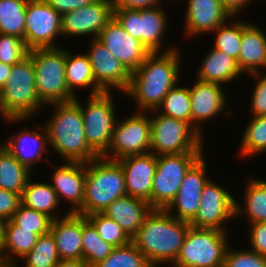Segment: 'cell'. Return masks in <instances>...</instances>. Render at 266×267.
<instances>
[{"label":"cell","mask_w":266,"mask_h":267,"mask_svg":"<svg viewBox=\"0 0 266 267\" xmlns=\"http://www.w3.org/2000/svg\"><path fill=\"white\" fill-rule=\"evenodd\" d=\"M165 50L150 53L138 69L131 73L130 86L125 93L136 100L138 111L156 110L179 82V49L172 46Z\"/></svg>","instance_id":"obj_1"},{"label":"cell","mask_w":266,"mask_h":267,"mask_svg":"<svg viewBox=\"0 0 266 267\" xmlns=\"http://www.w3.org/2000/svg\"><path fill=\"white\" fill-rule=\"evenodd\" d=\"M190 224L179 220L165 209H152L131 242L152 267L175 263Z\"/></svg>","instance_id":"obj_2"},{"label":"cell","mask_w":266,"mask_h":267,"mask_svg":"<svg viewBox=\"0 0 266 267\" xmlns=\"http://www.w3.org/2000/svg\"><path fill=\"white\" fill-rule=\"evenodd\" d=\"M54 114L45 124L48 143L66 162L88 163L99 156L86 142L82 112L74 102L52 103Z\"/></svg>","instance_id":"obj_3"},{"label":"cell","mask_w":266,"mask_h":267,"mask_svg":"<svg viewBox=\"0 0 266 267\" xmlns=\"http://www.w3.org/2000/svg\"><path fill=\"white\" fill-rule=\"evenodd\" d=\"M127 195L124 171L114 160L98 157L86 163V179L79 215L103 213L117 198Z\"/></svg>","instance_id":"obj_4"},{"label":"cell","mask_w":266,"mask_h":267,"mask_svg":"<svg viewBox=\"0 0 266 267\" xmlns=\"http://www.w3.org/2000/svg\"><path fill=\"white\" fill-rule=\"evenodd\" d=\"M43 106L37 95L33 62L28 56L12 66L11 75L0 90V116L6 122L23 121Z\"/></svg>","instance_id":"obj_5"},{"label":"cell","mask_w":266,"mask_h":267,"mask_svg":"<svg viewBox=\"0 0 266 267\" xmlns=\"http://www.w3.org/2000/svg\"><path fill=\"white\" fill-rule=\"evenodd\" d=\"M35 69V84L39 100L49 106L75 99L65 79V50L61 47L33 49L28 55Z\"/></svg>","instance_id":"obj_6"},{"label":"cell","mask_w":266,"mask_h":267,"mask_svg":"<svg viewBox=\"0 0 266 267\" xmlns=\"http://www.w3.org/2000/svg\"><path fill=\"white\" fill-rule=\"evenodd\" d=\"M226 235V231L190 226L173 266L223 267L227 249L230 247Z\"/></svg>","instance_id":"obj_7"},{"label":"cell","mask_w":266,"mask_h":267,"mask_svg":"<svg viewBox=\"0 0 266 267\" xmlns=\"http://www.w3.org/2000/svg\"><path fill=\"white\" fill-rule=\"evenodd\" d=\"M155 115L150 118L151 153L157 156L204 152L202 137L187 122L160 113Z\"/></svg>","instance_id":"obj_8"},{"label":"cell","mask_w":266,"mask_h":267,"mask_svg":"<svg viewBox=\"0 0 266 267\" xmlns=\"http://www.w3.org/2000/svg\"><path fill=\"white\" fill-rule=\"evenodd\" d=\"M112 94L103 92L89 96L85 108L77 97L73 100L82 112L86 142L99 157L108 151L117 123Z\"/></svg>","instance_id":"obj_9"},{"label":"cell","mask_w":266,"mask_h":267,"mask_svg":"<svg viewBox=\"0 0 266 267\" xmlns=\"http://www.w3.org/2000/svg\"><path fill=\"white\" fill-rule=\"evenodd\" d=\"M203 153L157 155L152 183V208L165 209L175 198L187 171Z\"/></svg>","instance_id":"obj_10"},{"label":"cell","mask_w":266,"mask_h":267,"mask_svg":"<svg viewBox=\"0 0 266 267\" xmlns=\"http://www.w3.org/2000/svg\"><path fill=\"white\" fill-rule=\"evenodd\" d=\"M162 6L148 9H115L113 17L122 28L138 39L150 53L160 52L167 31V14Z\"/></svg>","instance_id":"obj_11"},{"label":"cell","mask_w":266,"mask_h":267,"mask_svg":"<svg viewBox=\"0 0 266 267\" xmlns=\"http://www.w3.org/2000/svg\"><path fill=\"white\" fill-rule=\"evenodd\" d=\"M147 115L139 111L123 121H117L111 145L102 157L117 161L130 155L150 153L152 133L150 117Z\"/></svg>","instance_id":"obj_12"},{"label":"cell","mask_w":266,"mask_h":267,"mask_svg":"<svg viewBox=\"0 0 266 267\" xmlns=\"http://www.w3.org/2000/svg\"><path fill=\"white\" fill-rule=\"evenodd\" d=\"M60 15L46 0H28L24 42L29 50L58 48L54 41L61 33ZM55 39V40H54Z\"/></svg>","instance_id":"obj_13"},{"label":"cell","mask_w":266,"mask_h":267,"mask_svg":"<svg viewBox=\"0 0 266 267\" xmlns=\"http://www.w3.org/2000/svg\"><path fill=\"white\" fill-rule=\"evenodd\" d=\"M235 201L233 195L209 180L202 190L196 215L189 221L190 226L226 231L223 224L235 217Z\"/></svg>","instance_id":"obj_14"},{"label":"cell","mask_w":266,"mask_h":267,"mask_svg":"<svg viewBox=\"0 0 266 267\" xmlns=\"http://www.w3.org/2000/svg\"><path fill=\"white\" fill-rule=\"evenodd\" d=\"M88 57L96 83L105 91L118 89L125 93L131 82V73L97 38L92 39Z\"/></svg>","instance_id":"obj_15"},{"label":"cell","mask_w":266,"mask_h":267,"mask_svg":"<svg viewBox=\"0 0 266 267\" xmlns=\"http://www.w3.org/2000/svg\"><path fill=\"white\" fill-rule=\"evenodd\" d=\"M112 18L110 0H95L87 6L63 14L61 33L62 36L89 34L95 39Z\"/></svg>","instance_id":"obj_16"},{"label":"cell","mask_w":266,"mask_h":267,"mask_svg":"<svg viewBox=\"0 0 266 267\" xmlns=\"http://www.w3.org/2000/svg\"><path fill=\"white\" fill-rule=\"evenodd\" d=\"M104 46L132 73L150 54L136 38L126 32L113 17L101 30L98 38Z\"/></svg>","instance_id":"obj_17"},{"label":"cell","mask_w":266,"mask_h":267,"mask_svg":"<svg viewBox=\"0 0 266 267\" xmlns=\"http://www.w3.org/2000/svg\"><path fill=\"white\" fill-rule=\"evenodd\" d=\"M206 162L203 156L187 171L180 185L178 193L171 203L165 208L173 217L189 222L200 206L201 193L210 180L206 175ZM176 210V214L174 212ZM175 214H173L172 213Z\"/></svg>","instance_id":"obj_18"},{"label":"cell","mask_w":266,"mask_h":267,"mask_svg":"<svg viewBox=\"0 0 266 267\" xmlns=\"http://www.w3.org/2000/svg\"><path fill=\"white\" fill-rule=\"evenodd\" d=\"M117 162L124 171L127 195L143 199L152 207V183L157 167V156L150 152L126 156Z\"/></svg>","instance_id":"obj_19"},{"label":"cell","mask_w":266,"mask_h":267,"mask_svg":"<svg viewBox=\"0 0 266 267\" xmlns=\"http://www.w3.org/2000/svg\"><path fill=\"white\" fill-rule=\"evenodd\" d=\"M195 82L190 88L192 128L202 137L200 124L222 113L227 98L222 85L198 79Z\"/></svg>","instance_id":"obj_20"},{"label":"cell","mask_w":266,"mask_h":267,"mask_svg":"<svg viewBox=\"0 0 266 267\" xmlns=\"http://www.w3.org/2000/svg\"><path fill=\"white\" fill-rule=\"evenodd\" d=\"M51 187L56 192L59 202L66 199L72 208L68 213H76L83 205L86 163L66 162L54 167Z\"/></svg>","instance_id":"obj_21"},{"label":"cell","mask_w":266,"mask_h":267,"mask_svg":"<svg viewBox=\"0 0 266 267\" xmlns=\"http://www.w3.org/2000/svg\"><path fill=\"white\" fill-rule=\"evenodd\" d=\"M185 17V34L192 37L214 31L231 18L220 0H188Z\"/></svg>","instance_id":"obj_22"},{"label":"cell","mask_w":266,"mask_h":267,"mask_svg":"<svg viewBox=\"0 0 266 267\" xmlns=\"http://www.w3.org/2000/svg\"><path fill=\"white\" fill-rule=\"evenodd\" d=\"M52 233L60 260L82 259V215L68 213L52 221Z\"/></svg>","instance_id":"obj_23"},{"label":"cell","mask_w":266,"mask_h":267,"mask_svg":"<svg viewBox=\"0 0 266 267\" xmlns=\"http://www.w3.org/2000/svg\"><path fill=\"white\" fill-rule=\"evenodd\" d=\"M152 209L147 201L125 195L114 200L103 211V214L117 222L132 238L139 231Z\"/></svg>","instance_id":"obj_24"},{"label":"cell","mask_w":266,"mask_h":267,"mask_svg":"<svg viewBox=\"0 0 266 267\" xmlns=\"http://www.w3.org/2000/svg\"><path fill=\"white\" fill-rule=\"evenodd\" d=\"M43 127L41 132L24 129V131L18 133L16 136H12L10 139H7V142L2 144L3 148L30 171H32V165L36 161L43 160V153L48 151V133L46 127Z\"/></svg>","instance_id":"obj_25"},{"label":"cell","mask_w":266,"mask_h":267,"mask_svg":"<svg viewBox=\"0 0 266 267\" xmlns=\"http://www.w3.org/2000/svg\"><path fill=\"white\" fill-rule=\"evenodd\" d=\"M237 64L242 73L247 74L260 72V68H266V35L260 27L252 23L242 31Z\"/></svg>","instance_id":"obj_26"},{"label":"cell","mask_w":266,"mask_h":267,"mask_svg":"<svg viewBox=\"0 0 266 267\" xmlns=\"http://www.w3.org/2000/svg\"><path fill=\"white\" fill-rule=\"evenodd\" d=\"M210 50L200 65L196 79L222 85L243 75L235 59L213 47Z\"/></svg>","instance_id":"obj_27"},{"label":"cell","mask_w":266,"mask_h":267,"mask_svg":"<svg viewBox=\"0 0 266 267\" xmlns=\"http://www.w3.org/2000/svg\"><path fill=\"white\" fill-rule=\"evenodd\" d=\"M71 53L65 50V79L69 92L76 97V87L87 88V86L92 87L89 96L105 92L94 79L88 55Z\"/></svg>","instance_id":"obj_28"},{"label":"cell","mask_w":266,"mask_h":267,"mask_svg":"<svg viewBox=\"0 0 266 267\" xmlns=\"http://www.w3.org/2000/svg\"><path fill=\"white\" fill-rule=\"evenodd\" d=\"M39 237L33 230L21 229L20 226L9 219L5 225L4 239L0 247V253L14 267H17L15 258H23L29 253L37 243Z\"/></svg>","instance_id":"obj_29"},{"label":"cell","mask_w":266,"mask_h":267,"mask_svg":"<svg viewBox=\"0 0 266 267\" xmlns=\"http://www.w3.org/2000/svg\"><path fill=\"white\" fill-rule=\"evenodd\" d=\"M30 180L31 178L21 194V204L42 212L53 220L57 219V216H54L55 213L53 214L54 210L60 205L56 192L48 183H33Z\"/></svg>","instance_id":"obj_30"},{"label":"cell","mask_w":266,"mask_h":267,"mask_svg":"<svg viewBox=\"0 0 266 267\" xmlns=\"http://www.w3.org/2000/svg\"><path fill=\"white\" fill-rule=\"evenodd\" d=\"M243 210L235 201V216L245 213L250 224L266 221V181L261 179H249L245 192ZM244 211V212H243Z\"/></svg>","instance_id":"obj_31"},{"label":"cell","mask_w":266,"mask_h":267,"mask_svg":"<svg viewBox=\"0 0 266 267\" xmlns=\"http://www.w3.org/2000/svg\"><path fill=\"white\" fill-rule=\"evenodd\" d=\"M31 172L5 148H0V188L22 194Z\"/></svg>","instance_id":"obj_32"},{"label":"cell","mask_w":266,"mask_h":267,"mask_svg":"<svg viewBox=\"0 0 266 267\" xmlns=\"http://www.w3.org/2000/svg\"><path fill=\"white\" fill-rule=\"evenodd\" d=\"M81 242L82 260L89 267H94L103 261L115 248L100 237L94 225L84 215H82Z\"/></svg>","instance_id":"obj_33"},{"label":"cell","mask_w":266,"mask_h":267,"mask_svg":"<svg viewBox=\"0 0 266 267\" xmlns=\"http://www.w3.org/2000/svg\"><path fill=\"white\" fill-rule=\"evenodd\" d=\"M28 0H0V33L24 40L25 13Z\"/></svg>","instance_id":"obj_34"},{"label":"cell","mask_w":266,"mask_h":267,"mask_svg":"<svg viewBox=\"0 0 266 267\" xmlns=\"http://www.w3.org/2000/svg\"><path fill=\"white\" fill-rule=\"evenodd\" d=\"M190 104V88L176 84L164 97L162 104L153 112L159 110L160 114L187 122L192 127Z\"/></svg>","instance_id":"obj_35"},{"label":"cell","mask_w":266,"mask_h":267,"mask_svg":"<svg viewBox=\"0 0 266 267\" xmlns=\"http://www.w3.org/2000/svg\"><path fill=\"white\" fill-rule=\"evenodd\" d=\"M234 18V22L233 21ZM232 19V21H230ZM225 22L217 27L215 33L214 46L218 51H222L238 61L241 45L242 31L249 24L247 22L237 21L235 17L229 18V25ZM232 23V24H231Z\"/></svg>","instance_id":"obj_36"},{"label":"cell","mask_w":266,"mask_h":267,"mask_svg":"<svg viewBox=\"0 0 266 267\" xmlns=\"http://www.w3.org/2000/svg\"><path fill=\"white\" fill-rule=\"evenodd\" d=\"M24 267H56L60 261L51 232L41 235L32 250L23 258Z\"/></svg>","instance_id":"obj_37"},{"label":"cell","mask_w":266,"mask_h":267,"mask_svg":"<svg viewBox=\"0 0 266 267\" xmlns=\"http://www.w3.org/2000/svg\"><path fill=\"white\" fill-rule=\"evenodd\" d=\"M251 118L240 144V153L245 157L266 151V115Z\"/></svg>","instance_id":"obj_38"},{"label":"cell","mask_w":266,"mask_h":267,"mask_svg":"<svg viewBox=\"0 0 266 267\" xmlns=\"http://www.w3.org/2000/svg\"><path fill=\"white\" fill-rule=\"evenodd\" d=\"M94 267H152L146 257L130 242L114 250Z\"/></svg>","instance_id":"obj_39"},{"label":"cell","mask_w":266,"mask_h":267,"mask_svg":"<svg viewBox=\"0 0 266 267\" xmlns=\"http://www.w3.org/2000/svg\"><path fill=\"white\" fill-rule=\"evenodd\" d=\"M86 218L94 225L100 237L115 247L127 245L131 238L113 219L103 213L86 215Z\"/></svg>","instance_id":"obj_40"},{"label":"cell","mask_w":266,"mask_h":267,"mask_svg":"<svg viewBox=\"0 0 266 267\" xmlns=\"http://www.w3.org/2000/svg\"><path fill=\"white\" fill-rule=\"evenodd\" d=\"M11 220L21 229L33 230L41 236L50 232L53 219L48 215L20 204L18 210L13 214Z\"/></svg>","instance_id":"obj_41"},{"label":"cell","mask_w":266,"mask_h":267,"mask_svg":"<svg viewBox=\"0 0 266 267\" xmlns=\"http://www.w3.org/2000/svg\"><path fill=\"white\" fill-rule=\"evenodd\" d=\"M29 51L20 37L0 33V62L13 66L28 57Z\"/></svg>","instance_id":"obj_42"},{"label":"cell","mask_w":266,"mask_h":267,"mask_svg":"<svg viewBox=\"0 0 266 267\" xmlns=\"http://www.w3.org/2000/svg\"><path fill=\"white\" fill-rule=\"evenodd\" d=\"M223 267H266V256L252 250L227 249Z\"/></svg>","instance_id":"obj_43"},{"label":"cell","mask_w":266,"mask_h":267,"mask_svg":"<svg viewBox=\"0 0 266 267\" xmlns=\"http://www.w3.org/2000/svg\"><path fill=\"white\" fill-rule=\"evenodd\" d=\"M261 72L263 71L249 74L256 79H260L257 80L259 82L256 84L251 97V114L254 117L266 115V74Z\"/></svg>","instance_id":"obj_44"},{"label":"cell","mask_w":266,"mask_h":267,"mask_svg":"<svg viewBox=\"0 0 266 267\" xmlns=\"http://www.w3.org/2000/svg\"><path fill=\"white\" fill-rule=\"evenodd\" d=\"M21 204V195L0 188V216L9 220Z\"/></svg>","instance_id":"obj_45"},{"label":"cell","mask_w":266,"mask_h":267,"mask_svg":"<svg viewBox=\"0 0 266 267\" xmlns=\"http://www.w3.org/2000/svg\"><path fill=\"white\" fill-rule=\"evenodd\" d=\"M250 230V250L266 256V221L251 224Z\"/></svg>","instance_id":"obj_46"},{"label":"cell","mask_w":266,"mask_h":267,"mask_svg":"<svg viewBox=\"0 0 266 267\" xmlns=\"http://www.w3.org/2000/svg\"><path fill=\"white\" fill-rule=\"evenodd\" d=\"M162 0H110L113 10L115 9H148L161 4ZM157 5V6H156Z\"/></svg>","instance_id":"obj_47"},{"label":"cell","mask_w":266,"mask_h":267,"mask_svg":"<svg viewBox=\"0 0 266 267\" xmlns=\"http://www.w3.org/2000/svg\"><path fill=\"white\" fill-rule=\"evenodd\" d=\"M60 15L82 8L95 0H46Z\"/></svg>","instance_id":"obj_48"},{"label":"cell","mask_w":266,"mask_h":267,"mask_svg":"<svg viewBox=\"0 0 266 267\" xmlns=\"http://www.w3.org/2000/svg\"><path fill=\"white\" fill-rule=\"evenodd\" d=\"M251 1L253 0H220L222 6L231 14V16L235 17L238 16L237 14L240 13Z\"/></svg>","instance_id":"obj_49"},{"label":"cell","mask_w":266,"mask_h":267,"mask_svg":"<svg viewBox=\"0 0 266 267\" xmlns=\"http://www.w3.org/2000/svg\"><path fill=\"white\" fill-rule=\"evenodd\" d=\"M12 65L0 62V90L4 87L7 79L11 75Z\"/></svg>","instance_id":"obj_50"},{"label":"cell","mask_w":266,"mask_h":267,"mask_svg":"<svg viewBox=\"0 0 266 267\" xmlns=\"http://www.w3.org/2000/svg\"><path fill=\"white\" fill-rule=\"evenodd\" d=\"M56 267H89L82 259L70 260L64 259L60 260Z\"/></svg>","instance_id":"obj_51"},{"label":"cell","mask_w":266,"mask_h":267,"mask_svg":"<svg viewBox=\"0 0 266 267\" xmlns=\"http://www.w3.org/2000/svg\"><path fill=\"white\" fill-rule=\"evenodd\" d=\"M7 220L0 216V247L4 239L5 225Z\"/></svg>","instance_id":"obj_52"},{"label":"cell","mask_w":266,"mask_h":267,"mask_svg":"<svg viewBox=\"0 0 266 267\" xmlns=\"http://www.w3.org/2000/svg\"><path fill=\"white\" fill-rule=\"evenodd\" d=\"M0 267H14V266L0 253Z\"/></svg>","instance_id":"obj_53"}]
</instances>
